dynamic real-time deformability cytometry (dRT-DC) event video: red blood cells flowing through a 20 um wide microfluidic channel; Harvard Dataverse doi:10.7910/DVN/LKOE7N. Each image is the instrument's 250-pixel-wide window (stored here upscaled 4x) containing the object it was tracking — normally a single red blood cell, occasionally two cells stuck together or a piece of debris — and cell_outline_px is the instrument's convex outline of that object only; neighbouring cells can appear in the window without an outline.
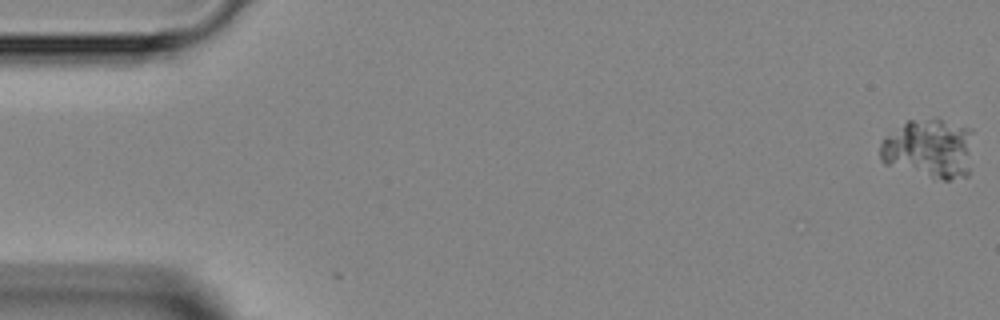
{"species": "Egyptian fruit bat (a non-hibernating species)", "species_latin": "Rousettus aegyptiacus", "temperature_condition": "room temperature", "stored_images_in_passage": 2, "camera_frame_rate_fps": 3000, "um_per_image_px": 0.085, "animal": {"sex": "female"}, "frame": {"image": 1, "passage_image": 2, "time_ms": 0.333, "image_size_px": [1000, 320], "cell_outline_px": [[972, 132], [968, 176], [948, 180], [944, 180], [884, 164], [880, 160], [880, 140], [888, 128], [908, 120], [936, 116], [972, 128]], "centroid_in_image_um": [78.93, 12.55], "position_along_channel_um": 6.1, "area_um2": 33.35}}